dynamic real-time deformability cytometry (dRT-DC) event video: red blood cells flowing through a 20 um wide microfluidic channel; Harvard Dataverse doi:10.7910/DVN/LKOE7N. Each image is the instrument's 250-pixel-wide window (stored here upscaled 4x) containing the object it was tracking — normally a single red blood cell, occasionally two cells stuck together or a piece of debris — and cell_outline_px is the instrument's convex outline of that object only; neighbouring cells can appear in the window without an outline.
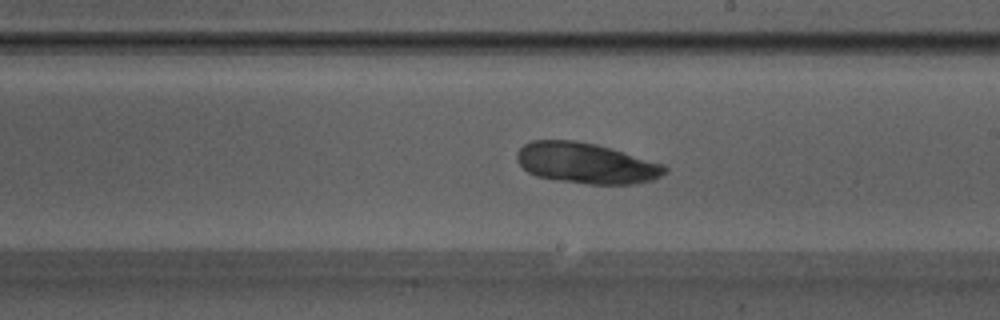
{"species": "Egyptian fruit bat (a non-hibernating species)", "species_latin": "Rousettus aegyptiacus", "temperature_condition": "warm", "stored_images_in_passage": 50, "camera_frame_rate_fps": 3000, "um_per_image_px": 0.085, "animal": {"sex": "male"}, "frame": {"image": 1, "passage_image": 29, "time_ms": 9.333, "image_size_px": [1000, 320], "cell_outline_px": [[668, 172], [652, 180], [632, 184], [588, 184], [560, 180], [536, 176], [528, 172], [516, 160], [516, 152], [524, 144], [532, 140], [576, 140], [596, 144], [664, 164], [668, 168]], "centroid_in_image_um": [49.81, 13.86], "position_along_channel_um": 239.2, "area_um2": 35.03}}